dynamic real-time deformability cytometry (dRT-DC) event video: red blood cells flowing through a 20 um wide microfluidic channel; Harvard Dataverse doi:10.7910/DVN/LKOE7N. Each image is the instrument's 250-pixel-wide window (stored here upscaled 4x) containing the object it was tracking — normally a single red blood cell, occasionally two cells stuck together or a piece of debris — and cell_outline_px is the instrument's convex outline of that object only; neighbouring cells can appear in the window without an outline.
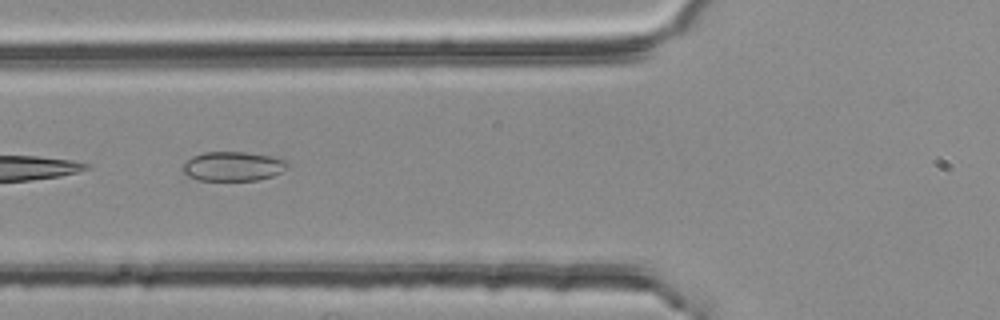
{"species": "common noctule bat (a hibernating species)", "species_latin": "Nyctalus noctula", "temperature_condition": "room temperature", "stored_images_in_passage": 13, "camera_frame_rate_fps": 3000, "um_per_image_px": 0.085, "animal": {"sex": "female", "body_mass_g": 25.1}, "frame": {"image": 1, "passage_image": 4, "time_ms": 1.0, "image_size_px": [1000, 320], "cell_outline_px": [[288, 168], [272, 176], [260, 180], [200, 180], [188, 176], [180, 168], [192, 156], [204, 152], [244, 152], [268, 156], [284, 160], [288, 164]], "centroid_in_image_um": [19.78, 14.14], "position_along_channel_um": 106.0, "area_um2": 17.74}}